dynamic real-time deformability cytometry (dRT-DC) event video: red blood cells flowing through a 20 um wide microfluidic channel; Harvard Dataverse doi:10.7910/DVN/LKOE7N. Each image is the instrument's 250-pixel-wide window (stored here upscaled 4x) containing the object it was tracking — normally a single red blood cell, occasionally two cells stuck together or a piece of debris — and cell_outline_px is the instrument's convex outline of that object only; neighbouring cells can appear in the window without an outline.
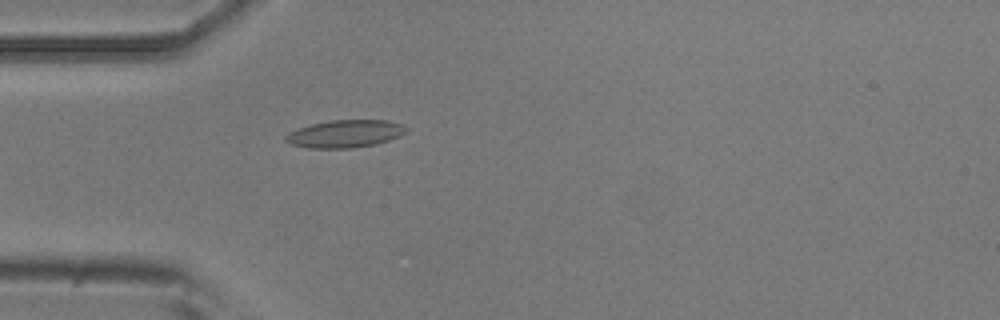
{"species": "common noctule bat (a hibernating species)", "species_latin": "Nyctalus noctula", "temperature_condition": "room temperature", "stored_images_in_passage": 5, "camera_frame_rate_fps": 3000, "um_per_image_px": 0.085, "animal": {"sex": "male", "body_mass_g": 20.5, "forearm_length_mm": 52.5}, "frame": {"image": 1, "passage_image": 5, "time_ms": 4.667, "image_size_px": [1000, 320], "cell_outline_px": [[408, 128], [400, 136], [376, 144], [352, 148], [308, 148], [288, 144], [284, 140], [284, 136], [288, 132], [312, 124], [332, 120], [388, 120], [404, 124]], "centroid_in_image_um": [29.32, 11.37], "position_along_channel_um": 55.7, "area_um2": 19.48}}